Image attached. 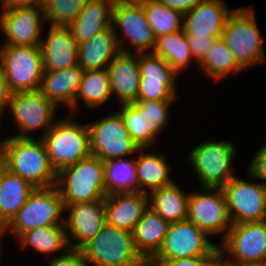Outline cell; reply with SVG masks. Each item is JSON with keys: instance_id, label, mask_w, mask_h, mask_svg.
<instances>
[{"instance_id": "obj_1", "label": "cell", "mask_w": 266, "mask_h": 266, "mask_svg": "<svg viewBox=\"0 0 266 266\" xmlns=\"http://www.w3.org/2000/svg\"><path fill=\"white\" fill-rule=\"evenodd\" d=\"M0 155L5 161V168L34 188L57 184V172L50 163L41 137H6L1 140Z\"/></svg>"}, {"instance_id": "obj_20", "label": "cell", "mask_w": 266, "mask_h": 266, "mask_svg": "<svg viewBox=\"0 0 266 266\" xmlns=\"http://www.w3.org/2000/svg\"><path fill=\"white\" fill-rule=\"evenodd\" d=\"M107 71L112 95L119 105L136 102L141 80L138 54L120 52Z\"/></svg>"}, {"instance_id": "obj_11", "label": "cell", "mask_w": 266, "mask_h": 266, "mask_svg": "<svg viewBox=\"0 0 266 266\" xmlns=\"http://www.w3.org/2000/svg\"><path fill=\"white\" fill-rule=\"evenodd\" d=\"M90 153L102 161L132 156L140 149L129 136L121 114L111 113L104 118L87 123Z\"/></svg>"}, {"instance_id": "obj_33", "label": "cell", "mask_w": 266, "mask_h": 266, "mask_svg": "<svg viewBox=\"0 0 266 266\" xmlns=\"http://www.w3.org/2000/svg\"><path fill=\"white\" fill-rule=\"evenodd\" d=\"M152 52L167 61L178 74L186 70L192 61L198 66L189 49L187 35L182 30L157 37Z\"/></svg>"}, {"instance_id": "obj_29", "label": "cell", "mask_w": 266, "mask_h": 266, "mask_svg": "<svg viewBox=\"0 0 266 266\" xmlns=\"http://www.w3.org/2000/svg\"><path fill=\"white\" fill-rule=\"evenodd\" d=\"M16 241L20 248L31 247L43 255H60L69 248L65 226H43L21 234ZM60 251V252H59ZM57 253L56 255H54ZM59 253V254H58Z\"/></svg>"}, {"instance_id": "obj_50", "label": "cell", "mask_w": 266, "mask_h": 266, "mask_svg": "<svg viewBox=\"0 0 266 266\" xmlns=\"http://www.w3.org/2000/svg\"><path fill=\"white\" fill-rule=\"evenodd\" d=\"M3 237H4V232H3V227L0 226V254H1V250H2V246H1V241L3 240ZM2 239V240H1ZM1 257V255H0Z\"/></svg>"}, {"instance_id": "obj_9", "label": "cell", "mask_w": 266, "mask_h": 266, "mask_svg": "<svg viewBox=\"0 0 266 266\" xmlns=\"http://www.w3.org/2000/svg\"><path fill=\"white\" fill-rule=\"evenodd\" d=\"M111 25L114 29L120 52L138 54L153 51L156 44V36L147 21L142 6L126 0H115ZM125 40L128 42V46L129 44L130 47L132 46L131 48L134 51L126 46Z\"/></svg>"}, {"instance_id": "obj_5", "label": "cell", "mask_w": 266, "mask_h": 266, "mask_svg": "<svg viewBox=\"0 0 266 266\" xmlns=\"http://www.w3.org/2000/svg\"><path fill=\"white\" fill-rule=\"evenodd\" d=\"M254 12L252 6L235 9L229 15L221 36L243 71L262 64L266 58Z\"/></svg>"}, {"instance_id": "obj_8", "label": "cell", "mask_w": 266, "mask_h": 266, "mask_svg": "<svg viewBox=\"0 0 266 266\" xmlns=\"http://www.w3.org/2000/svg\"><path fill=\"white\" fill-rule=\"evenodd\" d=\"M0 66L12 93L39 90L44 73L39 45L0 46Z\"/></svg>"}, {"instance_id": "obj_49", "label": "cell", "mask_w": 266, "mask_h": 266, "mask_svg": "<svg viewBox=\"0 0 266 266\" xmlns=\"http://www.w3.org/2000/svg\"><path fill=\"white\" fill-rule=\"evenodd\" d=\"M4 169H5V161L0 155V178H1V174H2Z\"/></svg>"}, {"instance_id": "obj_12", "label": "cell", "mask_w": 266, "mask_h": 266, "mask_svg": "<svg viewBox=\"0 0 266 266\" xmlns=\"http://www.w3.org/2000/svg\"><path fill=\"white\" fill-rule=\"evenodd\" d=\"M187 219L209 237L222 234V242L232 226L223 189L201 187L190 192Z\"/></svg>"}, {"instance_id": "obj_27", "label": "cell", "mask_w": 266, "mask_h": 266, "mask_svg": "<svg viewBox=\"0 0 266 266\" xmlns=\"http://www.w3.org/2000/svg\"><path fill=\"white\" fill-rule=\"evenodd\" d=\"M34 187L5 168L0 178V226L5 227L26 203Z\"/></svg>"}, {"instance_id": "obj_51", "label": "cell", "mask_w": 266, "mask_h": 266, "mask_svg": "<svg viewBox=\"0 0 266 266\" xmlns=\"http://www.w3.org/2000/svg\"><path fill=\"white\" fill-rule=\"evenodd\" d=\"M232 266H262L261 264H246V265H232Z\"/></svg>"}, {"instance_id": "obj_18", "label": "cell", "mask_w": 266, "mask_h": 266, "mask_svg": "<svg viewBox=\"0 0 266 266\" xmlns=\"http://www.w3.org/2000/svg\"><path fill=\"white\" fill-rule=\"evenodd\" d=\"M224 0H202L196 7L183 13L182 31L187 36H222L229 15L234 11Z\"/></svg>"}, {"instance_id": "obj_25", "label": "cell", "mask_w": 266, "mask_h": 266, "mask_svg": "<svg viewBox=\"0 0 266 266\" xmlns=\"http://www.w3.org/2000/svg\"><path fill=\"white\" fill-rule=\"evenodd\" d=\"M146 149L140 148L135 159L139 192L149 194L156 189L172 185L175 180L170 176L172 168L165 154L146 152Z\"/></svg>"}, {"instance_id": "obj_10", "label": "cell", "mask_w": 266, "mask_h": 266, "mask_svg": "<svg viewBox=\"0 0 266 266\" xmlns=\"http://www.w3.org/2000/svg\"><path fill=\"white\" fill-rule=\"evenodd\" d=\"M218 247L219 256L228 264H262L266 259V220L232 224Z\"/></svg>"}, {"instance_id": "obj_45", "label": "cell", "mask_w": 266, "mask_h": 266, "mask_svg": "<svg viewBox=\"0 0 266 266\" xmlns=\"http://www.w3.org/2000/svg\"><path fill=\"white\" fill-rule=\"evenodd\" d=\"M12 92L7 84V81L4 77L2 68L0 66V108L6 112L8 104L12 97Z\"/></svg>"}, {"instance_id": "obj_30", "label": "cell", "mask_w": 266, "mask_h": 266, "mask_svg": "<svg viewBox=\"0 0 266 266\" xmlns=\"http://www.w3.org/2000/svg\"><path fill=\"white\" fill-rule=\"evenodd\" d=\"M112 97L107 69L84 71L76 100L69 113L72 112L73 115L77 112L79 101L83 102L88 109H93L106 104Z\"/></svg>"}, {"instance_id": "obj_3", "label": "cell", "mask_w": 266, "mask_h": 266, "mask_svg": "<svg viewBox=\"0 0 266 266\" xmlns=\"http://www.w3.org/2000/svg\"><path fill=\"white\" fill-rule=\"evenodd\" d=\"M57 188L64 205L103 199L105 193L104 161L89 155L57 173Z\"/></svg>"}, {"instance_id": "obj_2", "label": "cell", "mask_w": 266, "mask_h": 266, "mask_svg": "<svg viewBox=\"0 0 266 266\" xmlns=\"http://www.w3.org/2000/svg\"><path fill=\"white\" fill-rule=\"evenodd\" d=\"M80 251L89 266H148L135 247L132 232L108 223Z\"/></svg>"}, {"instance_id": "obj_17", "label": "cell", "mask_w": 266, "mask_h": 266, "mask_svg": "<svg viewBox=\"0 0 266 266\" xmlns=\"http://www.w3.org/2000/svg\"><path fill=\"white\" fill-rule=\"evenodd\" d=\"M65 212L68 213L64 224L70 248L80 249L107 223L105 198L65 205Z\"/></svg>"}, {"instance_id": "obj_21", "label": "cell", "mask_w": 266, "mask_h": 266, "mask_svg": "<svg viewBox=\"0 0 266 266\" xmlns=\"http://www.w3.org/2000/svg\"><path fill=\"white\" fill-rule=\"evenodd\" d=\"M106 222L132 232L149 208L148 194L142 192L113 193L105 197Z\"/></svg>"}, {"instance_id": "obj_28", "label": "cell", "mask_w": 266, "mask_h": 266, "mask_svg": "<svg viewBox=\"0 0 266 266\" xmlns=\"http://www.w3.org/2000/svg\"><path fill=\"white\" fill-rule=\"evenodd\" d=\"M190 192H184L178 183L156 189L148 194L149 207L169 224L186 220L188 216V198Z\"/></svg>"}, {"instance_id": "obj_14", "label": "cell", "mask_w": 266, "mask_h": 266, "mask_svg": "<svg viewBox=\"0 0 266 266\" xmlns=\"http://www.w3.org/2000/svg\"><path fill=\"white\" fill-rule=\"evenodd\" d=\"M7 108L20 132L12 136L32 137L31 132L40 130L39 137H43L57 119L54 117L57 107L39 90L13 93Z\"/></svg>"}, {"instance_id": "obj_36", "label": "cell", "mask_w": 266, "mask_h": 266, "mask_svg": "<svg viewBox=\"0 0 266 266\" xmlns=\"http://www.w3.org/2000/svg\"><path fill=\"white\" fill-rule=\"evenodd\" d=\"M88 0H43L45 21L52 26H68Z\"/></svg>"}, {"instance_id": "obj_46", "label": "cell", "mask_w": 266, "mask_h": 266, "mask_svg": "<svg viewBox=\"0 0 266 266\" xmlns=\"http://www.w3.org/2000/svg\"><path fill=\"white\" fill-rule=\"evenodd\" d=\"M43 0H1L0 10L19 7V6H32L36 4H42Z\"/></svg>"}, {"instance_id": "obj_47", "label": "cell", "mask_w": 266, "mask_h": 266, "mask_svg": "<svg viewBox=\"0 0 266 266\" xmlns=\"http://www.w3.org/2000/svg\"><path fill=\"white\" fill-rule=\"evenodd\" d=\"M128 2H131L135 5L144 6L149 3L158 2L160 0H126Z\"/></svg>"}, {"instance_id": "obj_53", "label": "cell", "mask_w": 266, "mask_h": 266, "mask_svg": "<svg viewBox=\"0 0 266 266\" xmlns=\"http://www.w3.org/2000/svg\"><path fill=\"white\" fill-rule=\"evenodd\" d=\"M262 266H266V259L262 262Z\"/></svg>"}, {"instance_id": "obj_43", "label": "cell", "mask_w": 266, "mask_h": 266, "mask_svg": "<svg viewBox=\"0 0 266 266\" xmlns=\"http://www.w3.org/2000/svg\"><path fill=\"white\" fill-rule=\"evenodd\" d=\"M187 38L193 59L198 64L204 59L207 51L217 39L216 37L209 36H187Z\"/></svg>"}, {"instance_id": "obj_34", "label": "cell", "mask_w": 266, "mask_h": 266, "mask_svg": "<svg viewBox=\"0 0 266 266\" xmlns=\"http://www.w3.org/2000/svg\"><path fill=\"white\" fill-rule=\"evenodd\" d=\"M118 112L121 114L129 136L139 148L150 149L155 146L157 136L164 130L157 122L148 120L131 103L121 104Z\"/></svg>"}, {"instance_id": "obj_35", "label": "cell", "mask_w": 266, "mask_h": 266, "mask_svg": "<svg viewBox=\"0 0 266 266\" xmlns=\"http://www.w3.org/2000/svg\"><path fill=\"white\" fill-rule=\"evenodd\" d=\"M142 7L156 38L182 30V12L171 9L160 1Z\"/></svg>"}, {"instance_id": "obj_24", "label": "cell", "mask_w": 266, "mask_h": 266, "mask_svg": "<svg viewBox=\"0 0 266 266\" xmlns=\"http://www.w3.org/2000/svg\"><path fill=\"white\" fill-rule=\"evenodd\" d=\"M120 53L112 25L79 44L78 65L84 70L107 69Z\"/></svg>"}, {"instance_id": "obj_41", "label": "cell", "mask_w": 266, "mask_h": 266, "mask_svg": "<svg viewBox=\"0 0 266 266\" xmlns=\"http://www.w3.org/2000/svg\"><path fill=\"white\" fill-rule=\"evenodd\" d=\"M219 256H196L176 260H150L148 266H211Z\"/></svg>"}, {"instance_id": "obj_22", "label": "cell", "mask_w": 266, "mask_h": 266, "mask_svg": "<svg viewBox=\"0 0 266 266\" xmlns=\"http://www.w3.org/2000/svg\"><path fill=\"white\" fill-rule=\"evenodd\" d=\"M84 70L77 64L57 71H44L40 93L56 107L70 110L76 100Z\"/></svg>"}, {"instance_id": "obj_4", "label": "cell", "mask_w": 266, "mask_h": 266, "mask_svg": "<svg viewBox=\"0 0 266 266\" xmlns=\"http://www.w3.org/2000/svg\"><path fill=\"white\" fill-rule=\"evenodd\" d=\"M72 116L57 119L41 137L50 163L57 173L91 154L88 125Z\"/></svg>"}, {"instance_id": "obj_6", "label": "cell", "mask_w": 266, "mask_h": 266, "mask_svg": "<svg viewBox=\"0 0 266 266\" xmlns=\"http://www.w3.org/2000/svg\"><path fill=\"white\" fill-rule=\"evenodd\" d=\"M65 205L57 186L35 188L26 203L3 228L15 240L28 230L43 226H65Z\"/></svg>"}, {"instance_id": "obj_16", "label": "cell", "mask_w": 266, "mask_h": 266, "mask_svg": "<svg viewBox=\"0 0 266 266\" xmlns=\"http://www.w3.org/2000/svg\"><path fill=\"white\" fill-rule=\"evenodd\" d=\"M44 24L47 23L42 4L1 10L0 30L6 36L3 45H39Z\"/></svg>"}, {"instance_id": "obj_26", "label": "cell", "mask_w": 266, "mask_h": 266, "mask_svg": "<svg viewBox=\"0 0 266 266\" xmlns=\"http://www.w3.org/2000/svg\"><path fill=\"white\" fill-rule=\"evenodd\" d=\"M169 223L150 207L136 223L132 234L141 256L149 262L161 249Z\"/></svg>"}, {"instance_id": "obj_48", "label": "cell", "mask_w": 266, "mask_h": 266, "mask_svg": "<svg viewBox=\"0 0 266 266\" xmlns=\"http://www.w3.org/2000/svg\"><path fill=\"white\" fill-rule=\"evenodd\" d=\"M211 266H232L226 263L220 256L211 264Z\"/></svg>"}, {"instance_id": "obj_32", "label": "cell", "mask_w": 266, "mask_h": 266, "mask_svg": "<svg viewBox=\"0 0 266 266\" xmlns=\"http://www.w3.org/2000/svg\"><path fill=\"white\" fill-rule=\"evenodd\" d=\"M136 159L123 157L104 161L105 193L139 192Z\"/></svg>"}, {"instance_id": "obj_31", "label": "cell", "mask_w": 266, "mask_h": 266, "mask_svg": "<svg viewBox=\"0 0 266 266\" xmlns=\"http://www.w3.org/2000/svg\"><path fill=\"white\" fill-rule=\"evenodd\" d=\"M198 66L201 69L200 72H203V75L213 80V82L224 80L231 74L236 75L243 70L222 37L215 40Z\"/></svg>"}, {"instance_id": "obj_42", "label": "cell", "mask_w": 266, "mask_h": 266, "mask_svg": "<svg viewBox=\"0 0 266 266\" xmlns=\"http://www.w3.org/2000/svg\"><path fill=\"white\" fill-rule=\"evenodd\" d=\"M47 266H89L80 249L69 248L49 260Z\"/></svg>"}, {"instance_id": "obj_39", "label": "cell", "mask_w": 266, "mask_h": 266, "mask_svg": "<svg viewBox=\"0 0 266 266\" xmlns=\"http://www.w3.org/2000/svg\"><path fill=\"white\" fill-rule=\"evenodd\" d=\"M174 101H157V100H144L136 101L131 104L140 112L143 113L147 121L152 119L157 122L163 129L169 123V107Z\"/></svg>"}, {"instance_id": "obj_15", "label": "cell", "mask_w": 266, "mask_h": 266, "mask_svg": "<svg viewBox=\"0 0 266 266\" xmlns=\"http://www.w3.org/2000/svg\"><path fill=\"white\" fill-rule=\"evenodd\" d=\"M232 224L266 220V185L234 176L223 188Z\"/></svg>"}, {"instance_id": "obj_13", "label": "cell", "mask_w": 266, "mask_h": 266, "mask_svg": "<svg viewBox=\"0 0 266 266\" xmlns=\"http://www.w3.org/2000/svg\"><path fill=\"white\" fill-rule=\"evenodd\" d=\"M219 256L218 244L188 219L169 224L159 252L151 260Z\"/></svg>"}, {"instance_id": "obj_7", "label": "cell", "mask_w": 266, "mask_h": 266, "mask_svg": "<svg viewBox=\"0 0 266 266\" xmlns=\"http://www.w3.org/2000/svg\"><path fill=\"white\" fill-rule=\"evenodd\" d=\"M236 146L231 141L206 140L190 151L188 161L199 187L223 188L235 175Z\"/></svg>"}, {"instance_id": "obj_37", "label": "cell", "mask_w": 266, "mask_h": 266, "mask_svg": "<svg viewBox=\"0 0 266 266\" xmlns=\"http://www.w3.org/2000/svg\"><path fill=\"white\" fill-rule=\"evenodd\" d=\"M141 80L176 81L178 73L153 52L138 53Z\"/></svg>"}, {"instance_id": "obj_19", "label": "cell", "mask_w": 266, "mask_h": 266, "mask_svg": "<svg viewBox=\"0 0 266 266\" xmlns=\"http://www.w3.org/2000/svg\"><path fill=\"white\" fill-rule=\"evenodd\" d=\"M47 33L44 38L42 35L39 44L43 70L57 71L77 65L79 44L70 29L67 26L49 25Z\"/></svg>"}, {"instance_id": "obj_40", "label": "cell", "mask_w": 266, "mask_h": 266, "mask_svg": "<svg viewBox=\"0 0 266 266\" xmlns=\"http://www.w3.org/2000/svg\"><path fill=\"white\" fill-rule=\"evenodd\" d=\"M246 177L262 180L261 183L266 185V146L261 145L257 150L249 167L247 168Z\"/></svg>"}, {"instance_id": "obj_52", "label": "cell", "mask_w": 266, "mask_h": 266, "mask_svg": "<svg viewBox=\"0 0 266 266\" xmlns=\"http://www.w3.org/2000/svg\"><path fill=\"white\" fill-rule=\"evenodd\" d=\"M5 114V112L0 108V123L2 122V116ZM0 145H1V141H0Z\"/></svg>"}, {"instance_id": "obj_38", "label": "cell", "mask_w": 266, "mask_h": 266, "mask_svg": "<svg viewBox=\"0 0 266 266\" xmlns=\"http://www.w3.org/2000/svg\"><path fill=\"white\" fill-rule=\"evenodd\" d=\"M176 83L177 81L140 80L137 101H175L178 94Z\"/></svg>"}, {"instance_id": "obj_23", "label": "cell", "mask_w": 266, "mask_h": 266, "mask_svg": "<svg viewBox=\"0 0 266 266\" xmlns=\"http://www.w3.org/2000/svg\"><path fill=\"white\" fill-rule=\"evenodd\" d=\"M115 0H88L76 19L67 27L78 44L89 40L112 24Z\"/></svg>"}, {"instance_id": "obj_44", "label": "cell", "mask_w": 266, "mask_h": 266, "mask_svg": "<svg viewBox=\"0 0 266 266\" xmlns=\"http://www.w3.org/2000/svg\"><path fill=\"white\" fill-rule=\"evenodd\" d=\"M202 0H160L171 9L178 10L182 13L188 12L196 7Z\"/></svg>"}]
</instances>
